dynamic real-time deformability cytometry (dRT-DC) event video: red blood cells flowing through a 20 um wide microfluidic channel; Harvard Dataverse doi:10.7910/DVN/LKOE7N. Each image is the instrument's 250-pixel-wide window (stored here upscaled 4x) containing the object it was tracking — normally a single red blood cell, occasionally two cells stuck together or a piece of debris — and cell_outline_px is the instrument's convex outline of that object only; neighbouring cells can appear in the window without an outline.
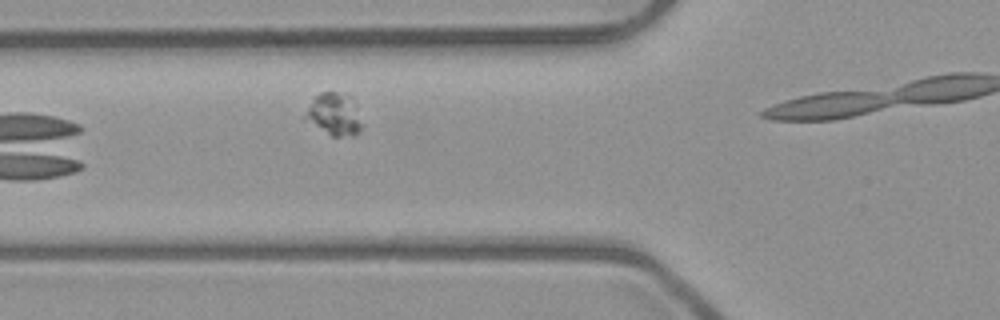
{"species": "common noctule bat (a hibernating species)", "species_latin": "Nyctalus noctula", "temperature_condition": "room temperature", "stored_images_in_passage": 7, "camera_frame_rate_fps": 3000, "um_per_image_px": 0.085, "animal": {"sex": "male", "body_mass_g": 23.1, "forearm_length_mm": 52.7}, "frame": {"image": 1, "passage_image": 6, "time_ms": 1.667, "image_size_px": [1000, 320], "cell_outline_px": [[360, 132], [352, 136], [332, 136], [304, 116], [312, 100], [320, 92], [336, 92], [352, 96], [360, 124]], "centroid_in_image_um": [28.43, 9.69], "position_along_channel_um": 97.4, "area_um2": 13.24}}